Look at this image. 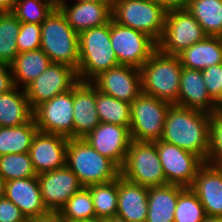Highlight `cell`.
<instances>
[{"instance_id": "7", "label": "cell", "mask_w": 222, "mask_h": 222, "mask_svg": "<svg viewBox=\"0 0 222 222\" xmlns=\"http://www.w3.org/2000/svg\"><path fill=\"white\" fill-rule=\"evenodd\" d=\"M121 176L147 188L166 185L155 143L132 140L121 168Z\"/></svg>"}, {"instance_id": "44", "label": "cell", "mask_w": 222, "mask_h": 222, "mask_svg": "<svg viewBox=\"0 0 222 222\" xmlns=\"http://www.w3.org/2000/svg\"><path fill=\"white\" fill-rule=\"evenodd\" d=\"M17 0H0V13L13 12Z\"/></svg>"}, {"instance_id": "23", "label": "cell", "mask_w": 222, "mask_h": 222, "mask_svg": "<svg viewBox=\"0 0 222 222\" xmlns=\"http://www.w3.org/2000/svg\"><path fill=\"white\" fill-rule=\"evenodd\" d=\"M148 212V188L118 177V217L129 222H145Z\"/></svg>"}, {"instance_id": "37", "label": "cell", "mask_w": 222, "mask_h": 222, "mask_svg": "<svg viewBox=\"0 0 222 222\" xmlns=\"http://www.w3.org/2000/svg\"><path fill=\"white\" fill-rule=\"evenodd\" d=\"M205 163L222 167V107L210 114L209 149Z\"/></svg>"}, {"instance_id": "20", "label": "cell", "mask_w": 222, "mask_h": 222, "mask_svg": "<svg viewBox=\"0 0 222 222\" xmlns=\"http://www.w3.org/2000/svg\"><path fill=\"white\" fill-rule=\"evenodd\" d=\"M68 5L63 1L59 10L78 34L86 29L105 25L112 19L111 3L75 2L71 6Z\"/></svg>"}, {"instance_id": "6", "label": "cell", "mask_w": 222, "mask_h": 222, "mask_svg": "<svg viewBox=\"0 0 222 222\" xmlns=\"http://www.w3.org/2000/svg\"><path fill=\"white\" fill-rule=\"evenodd\" d=\"M167 11L153 0H117L112 4V19L151 37H162Z\"/></svg>"}, {"instance_id": "27", "label": "cell", "mask_w": 222, "mask_h": 222, "mask_svg": "<svg viewBox=\"0 0 222 222\" xmlns=\"http://www.w3.org/2000/svg\"><path fill=\"white\" fill-rule=\"evenodd\" d=\"M20 92H19V91ZM33 117L25 89L14 86L0 94V127L19 126Z\"/></svg>"}, {"instance_id": "25", "label": "cell", "mask_w": 222, "mask_h": 222, "mask_svg": "<svg viewBox=\"0 0 222 222\" xmlns=\"http://www.w3.org/2000/svg\"><path fill=\"white\" fill-rule=\"evenodd\" d=\"M180 186L166 184L148 188V212L145 222H174Z\"/></svg>"}, {"instance_id": "43", "label": "cell", "mask_w": 222, "mask_h": 222, "mask_svg": "<svg viewBox=\"0 0 222 222\" xmlns=\"http://www.w3.org/2000/svg\"><path fill=\"white\" fill-rule=\"evenodd\" d=\"M26 222H65L58 211H49L40 216H33L27 218Z\"/></svg>"}, {"instance_id": "15", "label": "cell", "mask_w": 222, "mask_h": 222, "mask_svg": "<svg viewBox=\"0 0 222 222\" xmlns=\"http://www.w3.org/2000/svg\"><path fill=\"white\" fill-rule=\"evenodd\" d=\"M83 138L99 154L112 160L120 169L122 168L132 141L127 127L100 122Z\"/></svg>"}, {"instance_id": "47", "label": "cell", "mask_w": 222, "mask_h": 222, "mask_svg": "<svg viewBox=\"0 0 222 222\" xmlns=\"http://www.w3.org/2000/svg\"><path fill=\"white\" fill-rule=\"evenodd\" d=\"M103 222H129V221L122 219L118 216H113L112 218H108V219L104 220Z\"/></svg>"}, {"instance_id": "5", "label": "cell", "mask_w": 222, "mask_h": 222, "mask_svg": "<svg viewBox=\"0 0 222 222\" xmlns=\"http://www.w3.org/2000/svg\"><path fill=\"white\" fill-rule=\"evenodd\" d=\"M40 49L52 63L68 65L77 70L79 35L68 24L59 8H54L41 24Z\"/></svg>"}, {"instance_id": "32", "label": "cell", "mask_w": 222, "mask_h": 222, "mask_svg": "<svg viewBox=\"0 0 222 222\" xmlns=\"http://www.w3.org/2000/svg\"><path fill=\"white\" fill-rule=\"evenodd\" d=\"M21 22L12 12L0 13V64L10 65L19 54L17 37Z\"/></svg>"}, {"instance_id": "14", "label": "cell", "mask_w": 222, "mask_h": 222, "mask_svg": "<svg viewBox=\"0 0 222 222\" xmlns=\"http://www.w3.org/2000/svg\"><path fill=\"white\" fill-rule=\"evenodd\" d=\"M91 82L100 92L130 104L142 93L140 68L134 66H115Z\"/></svg>"}, {"instance_id": "3", "label": "cell", "mask_w": 222, "mask_h": 222, "mask_svg": "<svg viewBox=\"0 0 222 222\" xmlns=\"http://www.w3.org/2000/svg\"><path fill=\"white\" fill-rule=\"evenodd\" d=\"M182 65L178 55L158 48L140 68L142 92L177 105Z\"/></svg>"}, {"instance_id": "34", "label": "cell", "mask_w": 222, "mask_h": 222, "mask_svg": "<svg viewBox=\"0 0 222 222\" xmlns=\"http://www.w3.org/2000/svg\"><path fill=\"white\" fill-rule=\"evenodd\" d=\"M206 216L204 207L196 193L190 187L180 186L174 222H203Z\"/></svg>"}, {"instance_id": "41", "label": "cell", "mask_w": 222, "mask_h": 222, "mask_svg": "<svg viewBox=\"0 0 222 222\" xmlns=\"http://www.w3.org/2000/svg\"><path fill=\"white\" fill-rule=\"evenodd\" d=\"M10 65L0 64V94L14 87Z\"/></svg>"}, {"instance_id": "10", "label": "cell", "mask_w": 222, "mask_h": 222, "mask_svg": "<svg viewBox=\"0 0 222 222\" xmlns=\"http://www.w3.org/2000/svg\"><path fill=\"white\" fill-rule=\"evenodd\" d=\"M110 39L120 65L141 68L157 49V43L145 33L110 21Z\"/></svg>"}, {"instance_id": "35", "label": "cell", "mask_w": 222, "mask_h": 222, "mask_svg": "<svg viewBox=\"0 0 222 222\" xmlns=\"http://www.w3.org/2000/svg\"><path fill=\"white\" fill-rule=\"evenodd\" d=\"M0 175L5 181L37 176L29 152L0 156Z\"/></svg>"}, {"instance_id": "36", "label": "cell", "mask_w": 222, "mask_h": 222, "mask_svg": "<svg viewBox=\"0 0 222 222\" xmlns=\"http://www.w3.org/2000/svg\"><path fill=\"white\" fill-rule=\"evenodd\" d=\"M53 9L44 0H17L12 13L20 22L42 24Z\"/></svg>"}, {"instance_id": "26", "label": "cell", "mask_w": 222, "mask_h": 222, "mask_svg": "<svg viewBox=\"0 0 222 222\" xmlns=\"http://www.w3.org/2000/svg\"><path fill=\"white\" fill-rule=\"evenodd\" d=\"M51 63L48 55L40 48L19 53L10 64L14 85L25 89Z\"/></svg>"}, {"instance_id": "31", "label": "cell", "mask_w": 222, "mask_h": 222, "mask_svg": "<svg viewBox=\"0 0 222 222\" xmlns=\"http://www.w3.org/2000/svg\"><path fill=\"white\" fill-rule=\"evenodd\" d=\"M90 190L96 219L106 220L117 215L118 207V178L106 183L87 187Z\"/></svg>"}, {"instance_id": "24", "label": "cell", "mask_w": 222, "mask_h": 222, "mask_svg": "<svg viewBox=\"0 0 222 222\" xmlns=\"http://www.w3.org/2000/svg\"><path fill=\"white\" fill-rule=\"evenodd\" d=\"M182 67L202 71L222 64V43L218 36H207L178 54Z\"/></svg>"}, {"instance_id": "40", "label": "cell", "mask_w": 222, "mask_h": 222, "mask_svg": "<svg viewBox=\"0 0 222 222\" xmlns=\"http://www.w3.org/2000/svg\"><path fill=\"white\" fill-rule=\"evenodd\" d=\"M21 210L5 196L0 198V222H26Z\"/></svg>"}, {"instance_id": "16", "label": "cell", "mask_w": 222, "mask_h": 222, "mask_svg": "<svg viewBox=\"0 0 222 222\" xmlns=\"http://www.w3.org/2000/svg\"><path fill=\"white\" fill-rule=\"evenodd\" d=\"M37 177L44 205L49 211H59L82 187L77 176L66 165L37 174Z\"/></svg>"}, {"instance_id": "28", "label": "cell", "mask_w": 222, "mask_h": 222, "mask_svg": "<svg viewBox=\"0 0 222 222\" xmlns=\"http://www.w3.org/2000/svg\"><path fill=\"white\" fill-rule=\"evenodd\" d=\"M37 131L33 117L27 123L19 126L0 127V156L29 152Z\"/></svg>"}, {"instance_id": "4", "label": "cell", "mask_w": 222, "mask_h": 222, "mask_svg": "<svg viewBox=\"0 0 222 222\" xmlns=\"http://www.w3.org/2000/svg\"><path fill=\"white\" fill-rule=\"evenodd\" d=\"M78 35L79 81H92L101 72L120 65L111 45L110 22L81 31Z\"/></svg>"}, {"instance_id": "29", "label": "cell", "mask_w": 222, "mask_h": 222, "mask_svg": "<svg viewBox=\"0 0 222 222\" xmlns=\"http://www.w3.org/2000/svg\"><path fill=\"white\" fill-rule=\"evenodd\" d=\"M186 9L208 36L222 32V0H189Z\"/></svg>"}, {"instance_id": "21", "label": "cell", "mask_w": 222, "mask_h": 222, "mask_svg": "<svg viewBox=\"0 0 222 222\" xmlns=\"http://www.w3.org/2000/svg\"><path fill=\"white\" fill-rule=\"evenodd\" d=\"M177 105L209 114L219 108L207 92L202 71L182 67Z\"/></svg>"}, {"instance_id": "45", "label": "cell", "mask_w": 222, "mask_h": 222, "mask_svg": "<svg viewBox=\"0 0 222 222\" xmlns=\"http://www.w3.org/2000/svg\"><path fill=\"white\" fill-rule=\"evenodd\" d=\"M5 183L6 181L0 175V198L4 197L5 195Z\"/></svg>"}, {"instance_id": "33", "label": "cell", "mask_w": 222, "mask_h": 222, "mask_svg": "<svg viewBox=\"0 0 222 222\" xmlns=\"http://www.w3.org/2000/svg\"><path fill=\"white\" fill-rule=\"evenodd\" d=\"M65 222L96 220L90 190L81 187L58 211Z\"/></svg>"}, {"instance_id": "1", "label": "cell", "mask_w": 222, "mask_h": 222, "mask_svg": "<svg viewBox=\"0 0 222 222\" xmlns=\"http://www.w3.org/2000/svg\"><path fill=\"white\" fill-rule=\"evenodd\" d=\"M210 114L172 104L160 140L176 145L207 160Z\"/></svg>"}, {"instance_id": "38", "label": "cell", "mask_w": 222, "mask_h": 222, "mask_svg": "<svg viewBox=\"0 0 222 222\" xmlns=\"http://www.w3.org/2000/svg\"><path fill=\"white\" fill-rule=\"evenodd\" d=\"M17 47L19 53L39 49L41 47V24L21 22Z\"/></svg>"}, {"instance_id": "8", "label": "cell", "mask_w": 222, "mask_h": 222, "mask_svg": "<svg viewBox=\"0 0 222 222\" xmlns=\"http://www.w3.org/2000/svg\"><path fill=\"white\" fill-rule=\"evenodd\" d=\"M171 105L142 92L130 104L131 140L148 142L160 140L167 111Z\"/></svg>"}, {"instance_id": "46", "label": "cell", "mask_w": 222, "mask_h": 222, "mask_svg": "<svg viewBox=\"0 0 222 222\" xmlns=\"http://www.w3.org/2000/svg\"><path fill=\"white\" fill-rule=\"evenodd\" d=\"M203 222H222V217L206 216Z\"/></svg>"}, {"instance_id": "48", "label": "cell", "mask_w": 222, "mask_h": 222, "mask_svg": "<svg viewBox=\"0 0 222 222\" xmlns=\"http://www.w3.org/2000/svg\"><path fill=\"white\" fill-rule=\"evenodd\" d=\"M44 1L52 5L54 8H59L61 3L63 2V0H44Z\"/></svg>"}, {"instance_id": "13", "label": "cell", "mask_w": 222, "mask_h": 222, "mask_svg": "<svg viewBox=\"0 0 222 222\" xmlns=\"http://www.w3.org/2000/svg\"><path fill=\"white\" fill-rule=\"evenodd\" d=\"M33 118L38 131L73 138V89L38 105Z\"/></svg>"}, {"instance_id": "50", "label": "cell", "mask_w": 222, "mask_h": 222, "mask_svg": "<svg viewBox=\"0 0 222 222\" xmlns=\"http://www.w3.org/2000/svg\"><path fill=\"white\" fill-rule=\"evenodd\" d=\"M79 222H103L102 220H90V221H79Z\"/></svg>"}, {"instance_id": "52", "label": "cell", "mask_w": 222, "mask_h": 222, "mask_svg": "<svg viewBox=\"0 0 222 222\" xmlns=\"http://www.w3.org/2000/svg\"><path fill=\"white\" fill-rule=\"evenodd\" d=\"M111 4H113L117 0H108Z\"/></svg>"}, {"instance_id": "12", "label": "cell", "mask_w": 222, "mask_h": 222, "mask_svg": "<svg viewBox=\"0 0 222 222\" xmlns=\"http://www.w3.org/2000/svg\"><path fill=\"white\" fill-rule=\"evenodd\" d=\"M79 82L77 70L68 65L51 63L26 88V96L32 110L54 96L70 91Z\"/></svg>"}, {"instance_id": "30", "label": "cell", "mask_w": 222, "mask_h": 222, "mask_svg": "<svg viewBox=\"0 0 222 222\" xmlns=\"http://www.w3.org/2000/svg\"><path fill=\"white\" fill-rule=\"evenodd\" d=\"M96 109L100 122L130 128V103L106 95L96 88Z\"/></svg>"}, {"instance_id": "18", "label": "cell", "mask_w": 222, "mask_h": 222, "mask_svg": "<svg viewBox=\"0 0 222 222\" xmlns=\"http://www.w3.org/2000/svg\"><path fill=\"white\" fill-rule=\"evenodd\" d=\"M100 123L96 109V86L79 81L73 87V138H83Z\"/></svg>"}, {"instance_id": "17", "label": "cell", "mask_w": 222, "mask_h": 222, "mask_svg": "<svg viewBox=\"0 0 222 222\" xmlns=\"http://www.w3.org/2000/svg\"><path fill=\"white\" fill-rule=\"evenodd\" d=\"M69 138L37 131L30 147V157L37 174L56 170L66 165Z\"/></svg>"}, {"instance_id": "39", "label": "cell", "mask_w": 222, "mask_h": 222, "mask_svg": "<svg viewBox=\"0 0 222 222\" xmlns=\"http://www.w3.org/2000/svg\"><path fill=\"white\" fill-rule=\"evenodd\" d=\"M203 81L210 97L222 107V64L202 70Z\"/></svg>"}, {"instance_id": "22", "label": "cell", "mask_w": 222, "mask_h": 222, "mask_svg": "<svg viewBox=\"0 0 222 222\" xmlns=\"http://www.w3.org/2000/svg\"><path fill=\"white\" fill-rule=\"evenodd\" d=\"M4 196L12 201L26 218L49 212L44 205L37 176L6 181Z\"/></svg>"}, {"instance_id": "49", "label": "cell", "mask_w": 222, "mask_h": 222, "mask_svg": "<svg viewBox=\"0 0 222 222\" xmlns=\"http://www.w3.org/2000/svg\"><path fill=\"white\" fill-rule=\"evenodd\" d=\"M65 1V0H63ZM76 2H98V3H110L108 0H75Z\"/></svg>"}, {"instance_id": "11", "label": "cell", "mask_w": 222, "mask_h": 222, "mask_svg": "<svg viewBox=\"0 0 222 222\" xmlns=\"http://www.w3.org/2000/svg\"><path fill=\"white\" fill-rule=\"evenodd\" d=\"M162 164L167 184L191 187L199 168L205 163L199 156L164 142L153 141Z\"/></svg>"}, {"instance_id": "51", "label": "cell", "mask_w": 222, "mask_h": 222, "mask_svg": "<svg viewBox=\"0 0 222 222\" xmlns=\"http://www.w3.org/2000/svg\"><path fill=\"white\" fill-rule=\"evenodd\" d=\"M218 37H219V39H220V41L222 43V32L218 35Z\"/></svg>"}, {"instance_id": "9", "label": "cell", "mask_w": 222, "mask_h": 222, "mask_svg": "<svg viewBox=\"0 0 222 222\" xmlns=\"http://www.w3.org/2000/svg\"><path fill=\"white\" fill-rule=\"evenodd\" d=\"M208 35L187 9L169 10L165 18L164 32L157 48L165 54L178 55Z\"/></svg>"}, {"instance_id": "2", "label": "cell", "mask_w": 222, "mask_h": 222, "mask_svg": "<svg viewBox=\"0 0 222 222\" xmlns=\"http://www.w3.org/2000/svg\"><path fill=\"white\" fill-rule=\"evenodd\" d=\"M66 166L77 176L82 187L110 182L121 175V169L84 138H69Z\"/></svg>"}, {"instance_id": "42", "label": "cell", "mask_w": 222, "mask_h": 222, "mask_svg": "<svg viewBox=\"0 0 222 222\" xmlns=\"http://www.w3.org/2000/svg\"><path fill=\"white\" fill-rule=\"evenodd\" d=\"M160 6H162L166 11L186 9L189 0H153Z\"/></svg>"}, {"instance_id": "19", "label": "cell", "mask_w": 222, "mask_h": 222, "mask_svg": "<svg viewBox=\"0 0 222 222\" xmlns=\"http://www.w3.org/2000/svg\"><path fill=\"white\" fill-rule=\"evenodd\" d=\"M190 188L196 193L207 216L222 217V167L204 163Z\"/></svg>"}]
</instances>
